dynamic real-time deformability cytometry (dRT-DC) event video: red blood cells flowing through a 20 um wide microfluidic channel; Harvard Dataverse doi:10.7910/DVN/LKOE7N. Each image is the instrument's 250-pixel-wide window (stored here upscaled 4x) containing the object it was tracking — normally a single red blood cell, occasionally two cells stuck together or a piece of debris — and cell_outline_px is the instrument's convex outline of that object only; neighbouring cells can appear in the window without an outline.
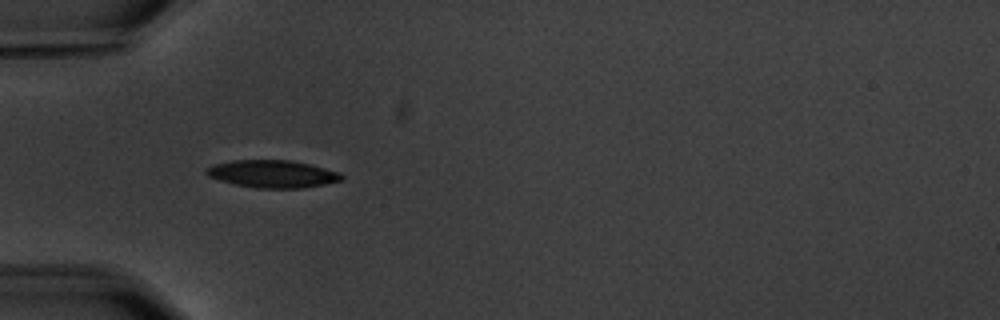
{"species": "common noctule bat (a hibernating species)", "species_latin": "Nyctalus noctula", "temperature_condition": "warm", "stored_images_in_passage": 7, "camera_frame_rate_fps": 3000, "um_per_image_px": 0.085, "animal": {"sex": "male", "body_mass_g": 20.1, "forearm_length_mm": 53.5}, "frame": {"image": 1, "passage_image": 5, "time_ms": 4.667, "image_size_px": [1000, 320], "cell_outline_px": [[344, 180], [304, 188], [256, 188], [236, 184], [220, 180], [208, 176], [204, 172], [204, 168], [212, 164], [232, 160], [292, 160], [340, 172], [344, 176]], "centroid_in_image_um": [23.15, 14.78], "position_along_channel_um": 61.9, "area_um2": 21.79}}
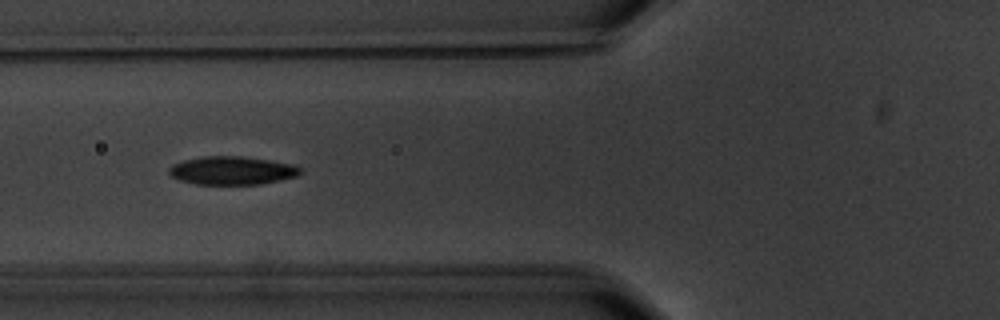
{"frame": {"image": 2, "passage_image": 6, "time_ms": 6.0, "image_size_px": [1000, 320], "cell_outline_px": [[300, 172], [296, 176], [260, 184], [196, 184], [180, 180], [172, 176], [168, 172], [168, 168], [172, 164], [184, 160], [204, 156], [240, 156], [268, 160], [292, 164], [300, 168]], "centroid_in_image_um": [19.67, 14.49], "position_along_channel_um": 106.1, "area_um2": 21.39}}